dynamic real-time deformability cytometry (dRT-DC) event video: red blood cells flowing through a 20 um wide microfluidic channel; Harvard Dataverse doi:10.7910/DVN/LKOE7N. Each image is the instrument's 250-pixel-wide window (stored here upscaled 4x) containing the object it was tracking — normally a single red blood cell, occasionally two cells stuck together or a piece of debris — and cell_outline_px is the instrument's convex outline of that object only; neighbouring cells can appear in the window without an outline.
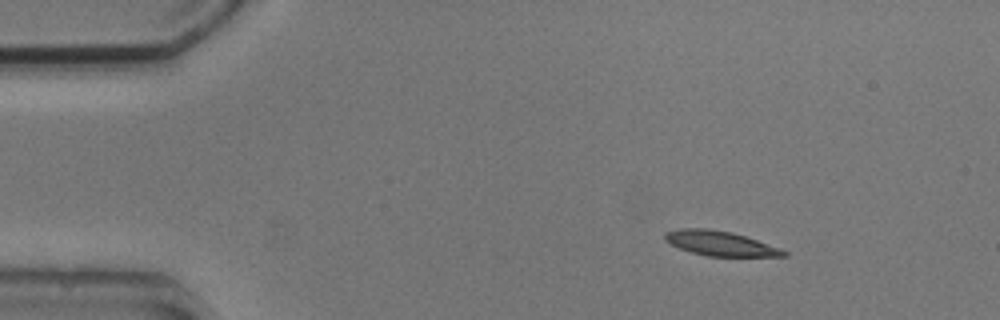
{"species": "common noctule bat (a hibernating species)", "species_latin": "Nyctalus noctula", "temperature_condition": "cold", "stored_images_in_passage": 5, "camera_frame_rate_fps": 3000, "um_per_image_px": 0.085, "animal": {"sex": "male", "body_mass_g": 20.5, "forearm_length_mm": 52.5}, "frame": {"image": 1, "passage_image": 2, "time_ms": 1.0, "image_size_px": [1000, 320], "cell_outline_px": [[788, 256], [708, 256], [692, 252], [680, 248], [664, 240], [664, 232], [680, 228], [708, 228], [732, 232], [780, 248], [788, 252]], "centroid_in_image_um": [61.19, 20.68], "position_along_channel_um": 23.8, "area_um2": 16.94}}
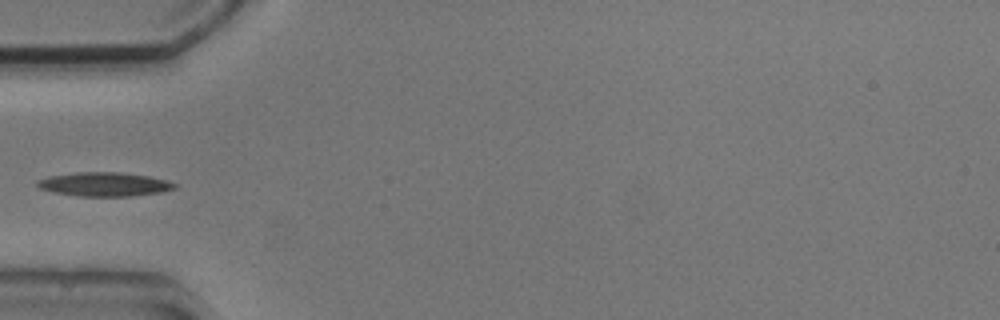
{"frame": {"image": 2, "passage_image": 5, "time_ms": 4.333, "image_size_px": [1000, 320], "cell_outline_px": [[176, 188], [164, 192], [132, 196], [76, 196], [52, 192], [40, 188], [36, 184], [36, 180], [48, 176], [80, 172], [120, 172], [148, 176], [168, 180], [176, 184]], "centroid_in_image_um": [8.88, 15.67], "position_along_channel_um": 76.1, "area_um2": 19.31}}